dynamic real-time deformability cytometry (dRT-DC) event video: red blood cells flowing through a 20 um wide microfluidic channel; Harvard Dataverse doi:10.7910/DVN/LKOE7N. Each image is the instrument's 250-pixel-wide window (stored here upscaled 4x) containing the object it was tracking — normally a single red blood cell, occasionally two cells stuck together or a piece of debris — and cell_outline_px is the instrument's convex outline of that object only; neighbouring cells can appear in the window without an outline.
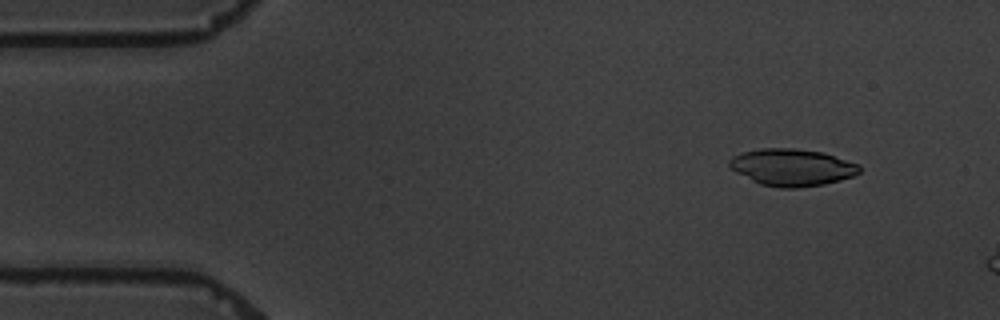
{"species": "common noctule bat (a hibernating species)", "species_latin": "Nyctalus noctula", "temperature_condition": "warm", "stored_images_in_passage": 3, "camera_frame_rate_fps": 3000, "um_per_image_px": 0.085, "animal": {"sex": "male", "body_mass_g": 19.5, "forearm_length_mm": 54.6}, "frame": {"image": 1, "passage_image": 1, "time_ms": 0.0, "image_size_px": [1000, 320], "cell_outline_px": [[860, 172], [852, 176], [840, 180], [824, 184], [796, 188], [780, 188], [760, 184], [736, 172], [728, 164], [728, 160], [732, 156], [744, 152], [764, 148], [796, 148], [820, 152], [860, 164]], "centroid_in_image_um": [67.31, 14.23], "position_along_channel_um": 17.7, "area_um2": 27.86}}